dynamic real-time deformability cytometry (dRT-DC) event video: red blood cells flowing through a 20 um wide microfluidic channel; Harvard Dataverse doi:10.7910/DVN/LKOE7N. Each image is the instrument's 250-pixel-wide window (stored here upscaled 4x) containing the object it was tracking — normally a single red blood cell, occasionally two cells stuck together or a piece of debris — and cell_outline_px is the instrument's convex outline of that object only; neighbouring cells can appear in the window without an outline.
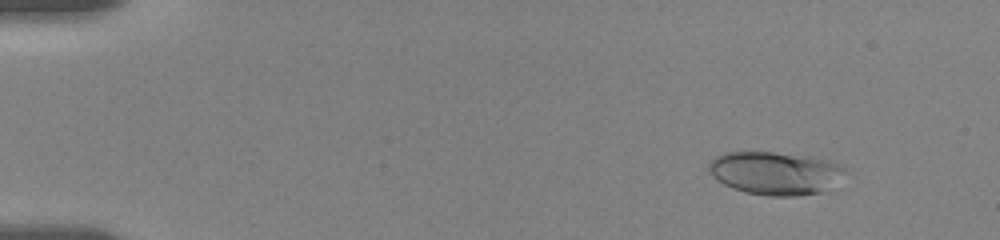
{"species": "human", "species_latin": "Homo sapiens", "temperature_condition": "room temperature", "stored_images_in_passage": 45, "camera_frame_rate_fps": 3000, "um_per_image_px": 0.085, "donor": {"sex": "female"}, "frame": {"image": 1, "passage_image": 6, "time_ms": 1.667, "image_size_px": [1000, 240], "cell_outline_px": [[844, 168], [820, 192], [800, 196], [768, 196], [744, 192], [732, 188], [716, 180], [708, 172], [708, 164], [716, 156], [724, 152], [772, 152], [812, 156], [828, 160], [840, 164]], "centroid_in_image_um": [65.75, 14.7], "position_along_channel_um": 19.3, "area_um2": 33.64}}
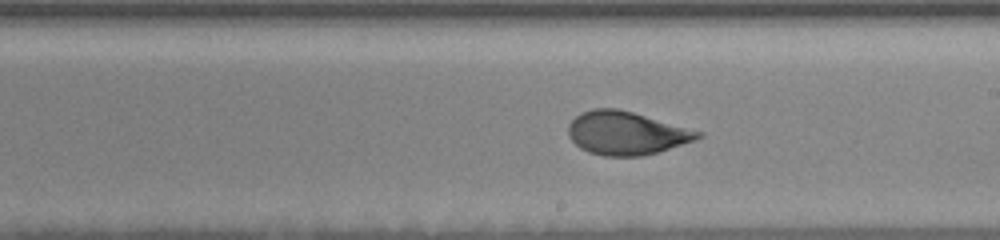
{"frame": {"image": 2, "passage_image": 26, "time_ms": 10.667, "image_size_px": [1000, 240], "cell_outline_px": [[704, 136], [656, 152], [640, 156], [604, 156], [588, 152], [580, 148], [568, 136], [568, 124], [580, 112], [592, 108], [616, 108], [632, 112], [704, 132]], "centroid_in_image_um": [53.18, 11.3], "position_along_channel_um": 235.8, "area_um2": 32.43}}
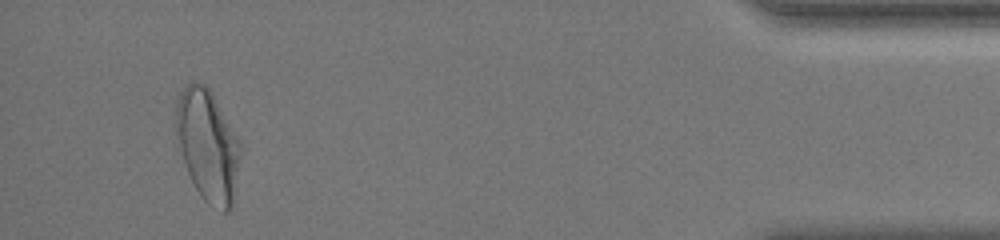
{"frame": {"image": 3, "passage_image": 44, "time_ms": 17.333, "image_size_px": [1000, 240], "cell_outline_px": [[240, 156], [232, 208], [228, 212], [224, 212], [208, 204], [204, 200], [196, 188], [188, 172], [180, 148], [176, 132], [176, 104], [180, 92], [184, 84], [196, 80], [204, 84], [212, 92], [236, 136], [240, 144]], "centroid_in_image_um": [17.65, 12.34], "position_along_channel_um": 417.6, "area_um2": 41.38}, "authors_computed_cell_mechanics": {"area_um2": 33.0616, "velocity_mm_per_s": 3.617, "shape_relaxation_time_tau1_ms": 5.2602, "shape_relaxation_time_tau2_ms": 0.0506, "deformation_change_tau1": 0.1402, "deformation_change_tau2": 0.0524}}